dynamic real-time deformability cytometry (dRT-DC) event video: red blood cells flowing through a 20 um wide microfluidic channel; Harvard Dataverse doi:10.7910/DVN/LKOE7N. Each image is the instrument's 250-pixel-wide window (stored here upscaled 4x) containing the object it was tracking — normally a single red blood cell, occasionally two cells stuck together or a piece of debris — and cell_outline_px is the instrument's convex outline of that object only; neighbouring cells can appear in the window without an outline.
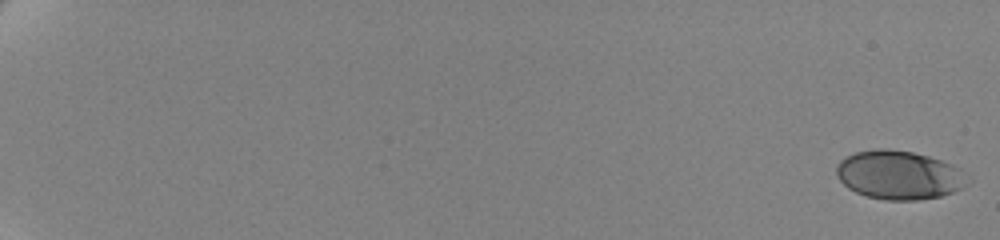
{"species": "human", "species_latin": "Homo sapiens", "temperature_condition": "cold", "stored_images_in_passage": 62, "camera_frame_rate_fps": 3000, "um_per_image_px": 0.085, "donor": {"sex": "female"}, "frame": {"image": 1, "passage_image": 1, "time_ms": 0.0, "image_size_px": [1000, 240], "cell_outline_px": [[972, 180], [968, 184], [952, 192], [940, 196], [916, 200], [884, 200], [868, 196], [856, 192], [848, 188], [836, 176], [836, 164], [840, 160], [856, 152], [876, 148], [888, 148], [912, 152], [928, 156], [952, 164], [960, 168]], "centroid_in_image_um": [76.43, 14.87], "position_along_channel_um": 8.6, "area_um2": 37.4}}
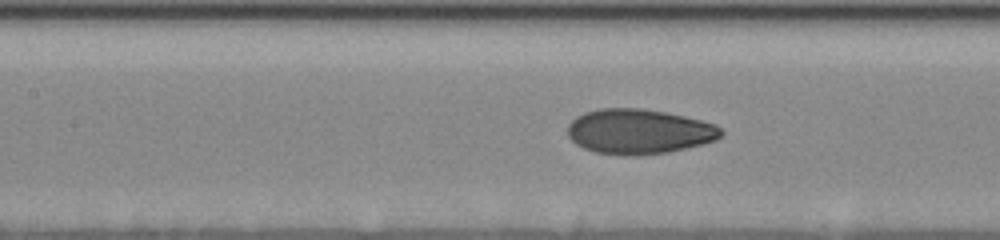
{"frame": {"image": 2, "passage_image": 33, "time_ms": 10.667, "image_size_px": [1000, 240], "cell_outline_px": [[724, 132], [716, 140], [704, 144], [668, 152], [628, 156], [624, 156], [596, 152], [584, 148], [576, 144], [568, 136], [568, 124], [576, 116], [584, 112], [600, 108], [640, 108], [664, 112], [684, 116], [716, 124]], "centroid_in_image_um": [54.3, 11.18], "position_along_channel_um": 153.1, "area_um2": 40.23}}
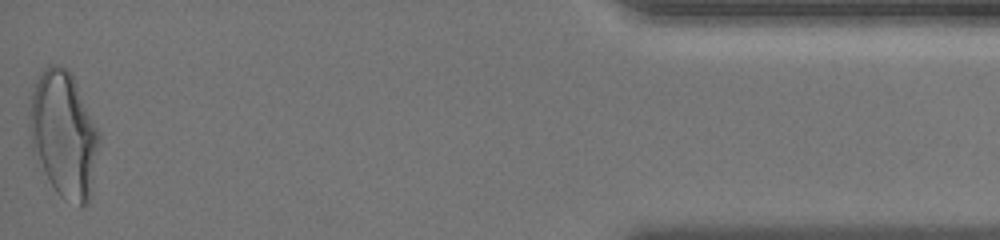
{"frame": {"image": 3, "passage_image": 62, "time_ms": 20.333, "image_size_px": [1000, 240], "cell_outline_px": [[100, 140], [88, 204], [80, 208], [64, 200], [56, 192], [32, 152], [28, 124], [28, 116], [32, 92], [44, 68], [48, 64], [56, 64], [68, 68], [72, 72], [100, 132]], "centroid_in_image_um": [5.42, 11.42], "position_along_channel_um": 429.8, "area_um2": 51.62}, "authors_computed_cell_mechanics": {"area_um2": 38.6971, "velocity_mm_per_s": 3.4867, "shape_relaxation_time_tau1_ms": 3.8149, "shape_relaxation_time_tau2_ms": 1.0616, "deformation_change_tau1": 0.1479, "deformation_change_tau2": 0.0514}}